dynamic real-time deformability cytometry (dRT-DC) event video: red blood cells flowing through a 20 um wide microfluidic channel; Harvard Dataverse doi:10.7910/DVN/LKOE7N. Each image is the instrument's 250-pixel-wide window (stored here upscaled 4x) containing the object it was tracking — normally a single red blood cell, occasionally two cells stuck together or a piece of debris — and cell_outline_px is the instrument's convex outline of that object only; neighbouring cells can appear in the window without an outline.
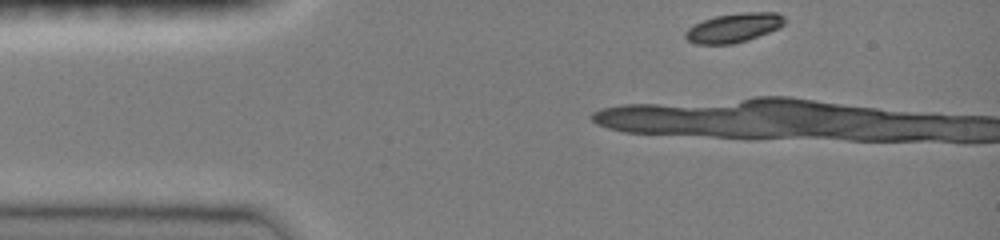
{"species": "common noctule bat (a hibernating species)", "species_latin": "Nyctalus noctula", "temperature_condition": "room temperature", "stored_images_in_passage": 12, "camera_frame_rate_fps": 3000, "um_per_image_px": 0.085, "animal": {"sex": "female", "body_mass_g": 19.0, "forearm_length_mm": 51.5}, "frame": {"image": 1, "passage_image": 1, "time_ms": 0.0, "image_size_px": [1000, 240], "cell_outline_px": [[784, 24], [780, 28], [748, 40], [732, 44], [696, 44], [688, 40], [684, 36], [684, 32], [688, 28], [704, 20], [716, 16], [740, 12], [776, 12], [784, 16]], "centroid_in_image_um": [62.39, 2.36], "position_along_channel_um": 22.6, "area_um2": 16.88}}